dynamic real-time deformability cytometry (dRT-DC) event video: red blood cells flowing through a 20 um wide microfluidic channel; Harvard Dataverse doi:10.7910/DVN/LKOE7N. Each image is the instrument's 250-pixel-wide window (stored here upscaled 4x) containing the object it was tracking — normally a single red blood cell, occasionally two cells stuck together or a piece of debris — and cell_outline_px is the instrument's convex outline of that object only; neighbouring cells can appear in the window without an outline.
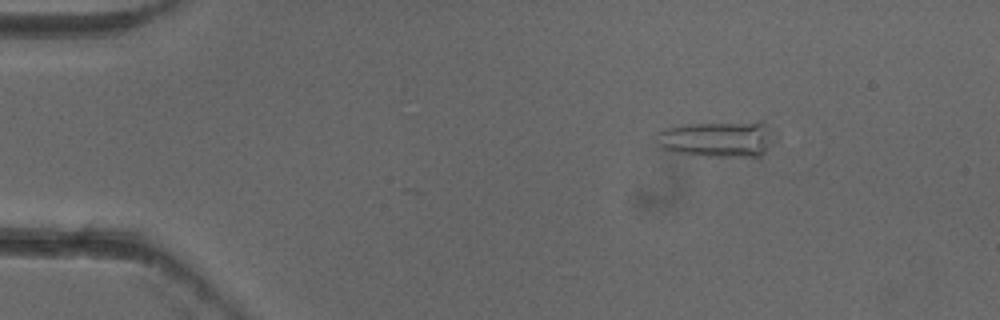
{"species": "common noctule bat (a hibernating species)", "species_latin": "Nyctalus noctula", "temperature_condition": "cold", "stored_images_in_passage": 5, "camera_frame_rate_fps": 3000, "um_per_image_px": 0.085, "animal": {"sex": "female"}, "frame": {"image": 1, "passage_image": 2, "time_ms": 0.333, "image_size_px": [1000, 320], "cell_outline_px": [[776, 140], [760, 160], [756, 160], [708, 156], [676, 152], [660, 148], [656, 144], [656, 132], [668, 128], [688, 124], [760, 120], [764, 120], [776, 136]], "centroid_in_image_um": [61.16, 11.84], "position_along_channel_um": 23.8, "area_um2": 26.41}}